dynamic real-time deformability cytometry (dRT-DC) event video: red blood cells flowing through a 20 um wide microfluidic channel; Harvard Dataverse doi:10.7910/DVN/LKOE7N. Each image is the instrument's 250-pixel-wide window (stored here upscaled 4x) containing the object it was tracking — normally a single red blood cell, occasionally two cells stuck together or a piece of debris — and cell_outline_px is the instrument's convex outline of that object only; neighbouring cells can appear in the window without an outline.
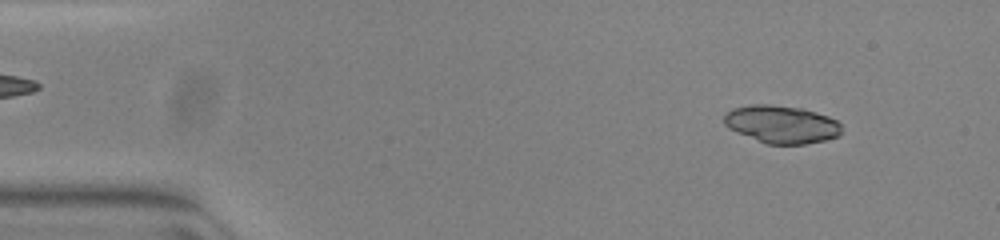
{"species": "common noctule bat (a hibernating species)", "species_latin": "Nyctalus noctula", "temperature_condition": "warm", "stored_images_in_passage": 51, "camera_frame_rate_fps": 3000, "um_per_image_px": 0.085, "animal": {"sex": "female", "body_mass_g": 23.0, "forearm_length_mm": 53.4}, "frame": {"image": 1, "passage_image": 5, "time_ms": 1.333, "image_size_px": [1000, 240], "cell_outline_px": [[840, 136], [824, 140], [804, 144], [768, 144], [736, 132], [728, 128], [724, 124], [724, 112], [732, 108], [752, 104], [768, 104], [804, 108], [828, 116], [836, 120], [840, 124]], "centroid_in_image_um": [66.4, 10.55], "position_along_channel_um": 18.6, "area_um2": 25.95}}
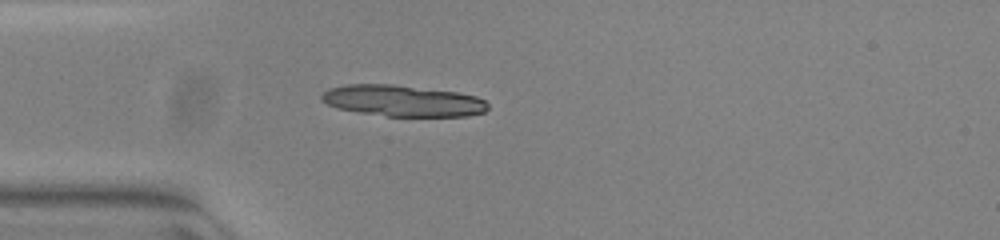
{"frame": {"image": 2, "passage_image": 14, "time_ms": 4.333, "image_size_px": [1000, 240], "cell_outline_px": [[488, 108], [484, 112], [468, 116], [388, 116], [360, 112], [336, 108], [320, 100], [320, 96], [328, 88], [348, 84], [392, 84], [456, 92], [476, 96], [484, 100], [488, 104]], "centroid_in_image_um": [34.21, 8.56], "position_along_channel_um": 50.8, "area_um2": 30.23}}